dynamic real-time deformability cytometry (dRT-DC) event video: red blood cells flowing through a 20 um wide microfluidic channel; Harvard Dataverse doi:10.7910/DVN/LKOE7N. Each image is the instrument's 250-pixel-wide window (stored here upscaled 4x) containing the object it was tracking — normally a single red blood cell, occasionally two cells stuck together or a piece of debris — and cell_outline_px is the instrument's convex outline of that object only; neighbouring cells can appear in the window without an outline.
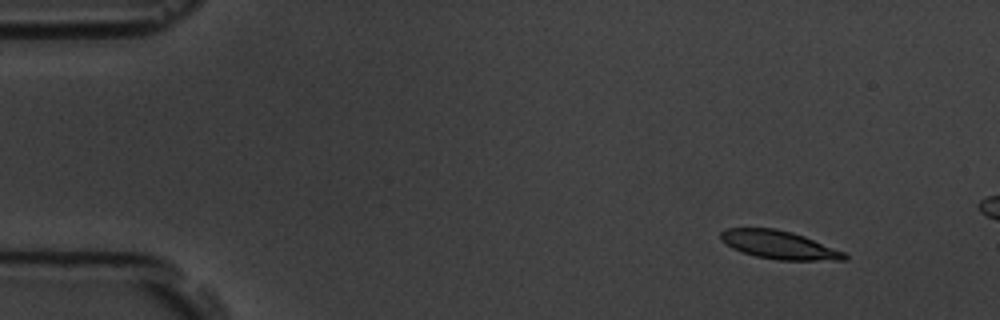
{"species": "common noctule bat (a hibernating species)", "species_latin": "Nyctalus noctula", "temperature_condition": "room temperature", "stored_images_in_passage": 5, "camera_frame_rate_fps": 3000, "um_per_image_px": 0.085, "animal": {"sex": "male", "body_mass_g": 19.5, "forearm_length_mm": 54.6}, "frame": {"image": 1, "passage_image": 2, "time_ms": 1.0, "image_size_px": [1000, 320], "cell_outline_px": [[848, 260], [780, 260], [756, 256], [732, 248], [720, 240], [720, 232], [724, 228], [776, 228], [792, 232], [804, 236], [844, 252], [848, 256]], "centroid_in_image_um": [66.2, 20.8], "position_along_channel_um": 18.8, "area_um2": 20.29}}